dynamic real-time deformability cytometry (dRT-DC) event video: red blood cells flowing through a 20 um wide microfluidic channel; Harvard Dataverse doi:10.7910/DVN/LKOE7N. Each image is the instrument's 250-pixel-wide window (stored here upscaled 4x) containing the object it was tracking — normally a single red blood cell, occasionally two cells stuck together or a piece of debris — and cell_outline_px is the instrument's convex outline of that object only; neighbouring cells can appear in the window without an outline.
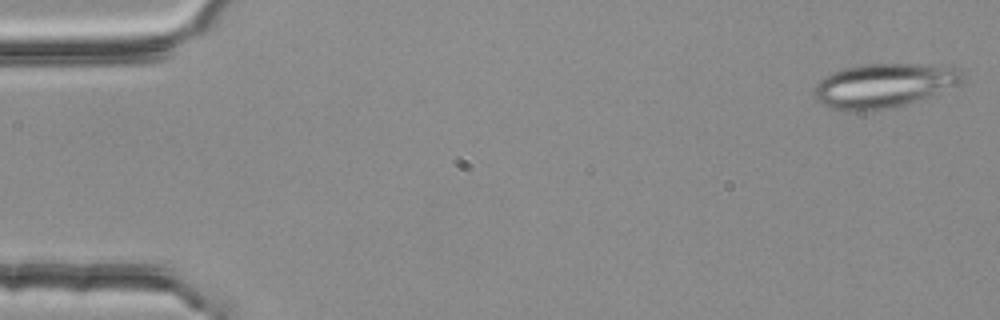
{"species": "common noctule bat (a hibernating species)", "species_latin": "Nyctalus noctula", "temperature_condition": "room temperature", "stored_images_in_passage": 53, "segment_of_instrument_passage": [1, 2], "camera_frame_rate_fps": 3000, "um_per_image_px": 0.085, "animal": {"sex": "female", "body_mass_g": 25.1}, "frame": {"image": 1, "passage_image": 1, "time_ms": 0.0, "image_size_px": [1000, 320], "cell_outline_px": [[964, 80], [936, 96], [908, 104], [888, 108], [856, 112], [844, 112], [820, 104], [812, 96], [812, 92], [816, 84], [824, 76], [832, 72], [844, 68], [864, 64], [920, 64], [960, 68], [964, 76]], "centroid_in_image_um": [75.1, 7.29], "position_along_channel_um": 9.9, "area_um2": 38.9}}